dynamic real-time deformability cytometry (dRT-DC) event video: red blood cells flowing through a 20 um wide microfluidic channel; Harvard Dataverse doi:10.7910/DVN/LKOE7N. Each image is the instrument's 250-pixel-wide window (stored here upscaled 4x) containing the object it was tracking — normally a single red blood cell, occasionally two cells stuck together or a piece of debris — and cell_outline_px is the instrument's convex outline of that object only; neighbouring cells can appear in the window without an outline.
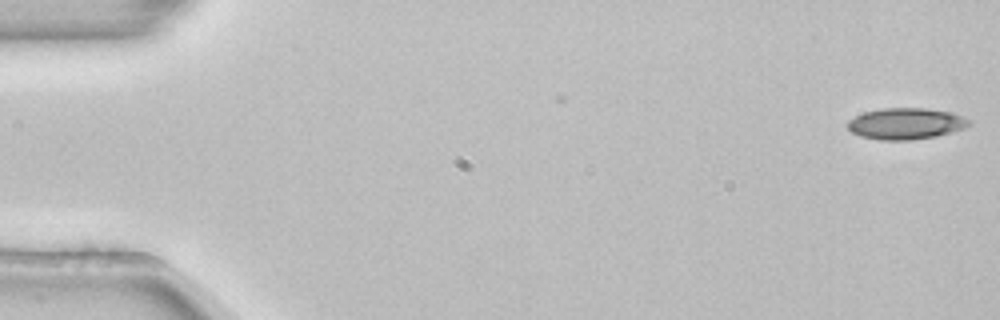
{"species": "common noctule bat (a hibernating species)", "species_latin": "Nyctalus noctula", "temperature_condition": "room temperature", "stored_images_in_passage": 6, "camera_frame_rate_fps": 3000, "um_per_image_px": 0.085, "animal": {"sex": "female", "body_mass_g": 22.7, "forearm_length_mm": 54.2}, "frame": {"image": 1, "passage_image": 1, "time_ms": 0.0, "image_size_px": [1000, 320], "cell_outline_px": [[972, 124], [964, 128], [952, 132], [936, 136], [912, 140], [880, 140], [860, 136], [852, 132], [848, 128], [848, 120], [864, 112], [880, 108], [924, 108], [952, 112], [972, 120]], "centroid_in_image_um": [77.02, 10.51], "position_along_channel_um": 8.0, "area_um2": 22.31}}